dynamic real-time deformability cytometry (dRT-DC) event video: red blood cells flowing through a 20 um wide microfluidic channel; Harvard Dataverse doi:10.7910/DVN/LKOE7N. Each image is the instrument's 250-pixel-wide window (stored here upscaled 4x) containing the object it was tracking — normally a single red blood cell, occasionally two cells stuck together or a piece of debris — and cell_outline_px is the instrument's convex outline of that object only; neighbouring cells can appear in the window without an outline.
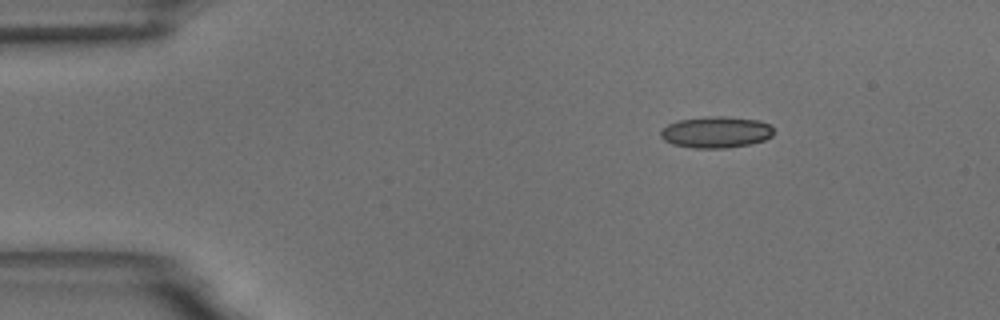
{"species": "common noctule bat (a hibernating species)", "species_latin": "Nyctalus noctula", "temperature_condition": "room temperature", "stored_images_in_passage": 48, "camera_frame_rate_fps": 3000, "um_per_image_px": 0.085, "animal": {"sex": "male", "body_mass_g": 18.8}, "frame": {"image": 1, "passage_image": 1, "time_ms": 0.0, "image_size_px": [1000, 320], "cell_outline_px": [[772, 136], [764, 140], [748, 144], [728, 148], [692, 148], [672, 144], [664, 140], [660, 136], [660, 132], [668, 124], [680, 120], [704, 116], [724, 116], [756, 120], [768, 124], [772, 128]], "centroid_in_image_um": [60.83, 11.24], "position_along_channel_um": 24.2, "area_um2": 20.58}}
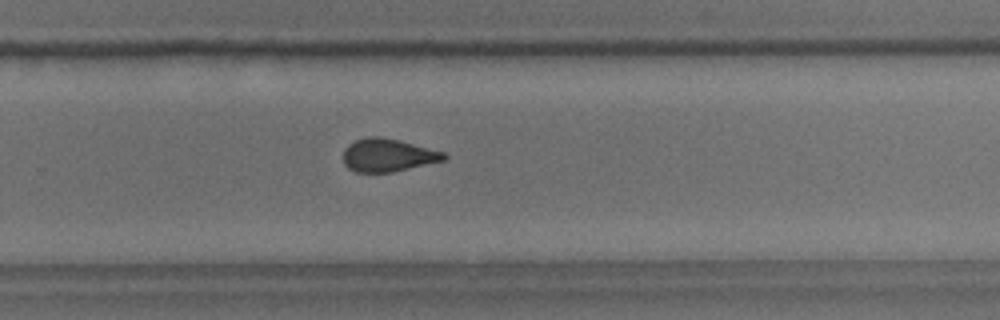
{"frame": {"image": 2, "passage_image": 29, "time_ms": 9.333, "image_size_px": [1000, 320], "cell_outline_px": [[448, 156], [444, 160], [392, 172], [356, 172], [348, 168], [344, 164], [344, 148], [348, 144], [356, 140], [368, 136], [380, 136], [400, 140], [444, 152]], "centroid_in_image_um": [32.95, 13.18], "position_along_channel_um": 296.8, "area_um2": 19.31}}
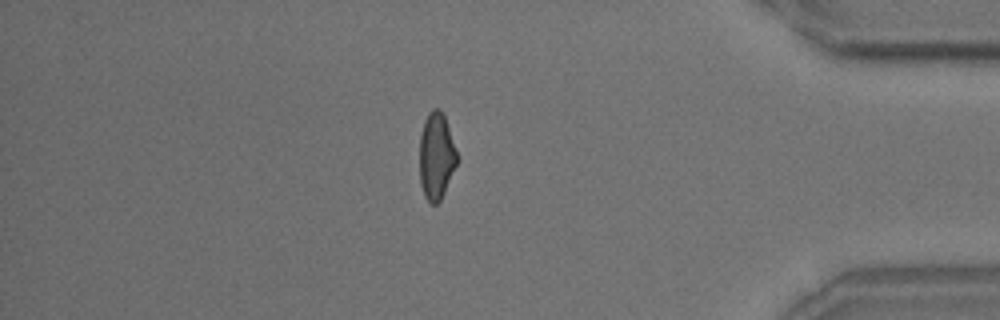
{"frame": {"image": 3, "passage_image": 40, "time_ms": 13.0, "image_size_px": [1000, 320], "cell_outline_px": [[456, 164], [444, 192], [440, 200], [436, 204], [432, 204], [424, 196], [420, 184], [420, 136], [424, 120], [428, 112], [432, 108], [440, 108], [444, 116], [456, 152]], "centroid_in_image_um": [37.05, 13.25], "position_along_channel_um": 398.1, "area_um2": 18.55}, "authors_computed_cell_mechanics": {"area_um2": 19.8543, "velocity_mm_per_s": 3.6731, "shape_relaxation_time_tau1_ms": 9.7768, "shape_relaxation_time_tau2_ms": 1.9268, "deformation_change_tau1": 0.1788, "deformation_change_tau2": 0.0878}}